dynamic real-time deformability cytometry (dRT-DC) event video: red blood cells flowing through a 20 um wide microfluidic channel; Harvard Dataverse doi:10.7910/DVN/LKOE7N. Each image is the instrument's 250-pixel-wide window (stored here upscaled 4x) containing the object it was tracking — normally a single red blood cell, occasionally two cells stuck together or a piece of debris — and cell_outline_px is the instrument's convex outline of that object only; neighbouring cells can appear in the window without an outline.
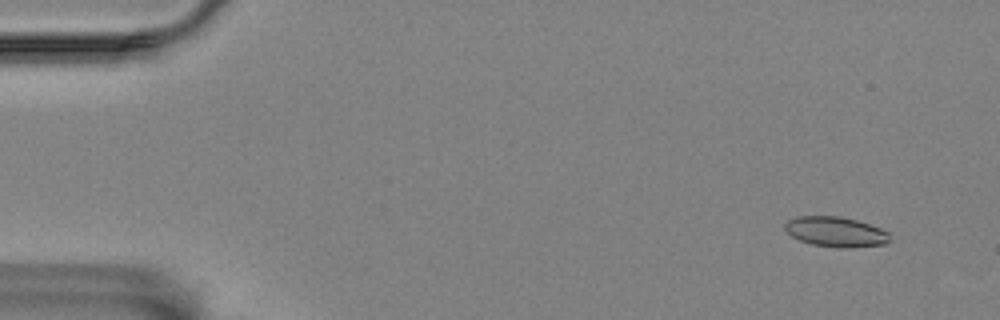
{"species": "Egyptian fruit bat (a non-hibernating species)", "species_latin": "Rousettus aegyptiacus", "temperature_condition": "room temperature", "stored_images_in_passage": 59, "camera_frame_rate_fps": 3000, "um_per_image_px": 0.085, "animal": {"sex": "female"}, "frame": {"image": 1, "passage_image": 5, "time_ms": 1.333, "image_size_px": [1000, 320], "cell_outline_px": [[888, 240], [884, 244], [848, 248], [836, 248], [812, 244], [800, 240], [792, 236], [784, 228], [784, 224], [788, 220], [796, 216], [840, 216], [856, 220], [880, 228], [888, 232]], "centroid_in_image_um": [71.0, 19.7], "position_along_channel_um": 14.0, "area_um2": 18.26}}
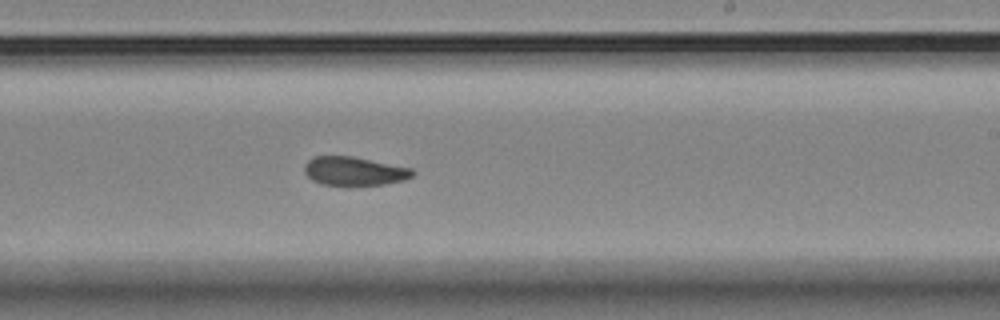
{"frame": {"image": 2, "passage_image": 36, "time_ms": 11.667, "image_size_px": [1000, 320], "cell_outline_px": [[416, 172], [412, 176], [404, 180], [384, 184], [348, 188], [320, 184], [312, 180], [304, 172], [304, 164], [308, 160], [316, 156], [352, 156], [412, 168]], "centroid_in_image_um": [30.09, 14.59], "position_along_channel_um": 258.9, "area_um2": 18.79}}
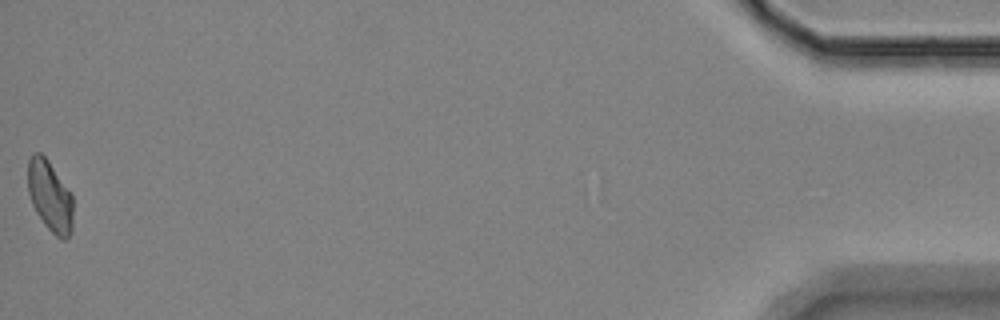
{"frame": {"image": 3, "passage_image": 59, "time_ms": 19.333, "image_size_px": [1000, 320], "cell_outline_px": [[72, 232], [64, 240], [60, 240], [44, 224], [36, 212], [32, 204], [28, 192], [28, 160], [32, 152], [40, 152], [48, 160], [72, 192]], "centroid_in_image_um": [4.25, 16.66], "position_along_channel_um": 431.0, "area_um2": 18.9}, "authors_computed_cell_mechanics": {"area_um2": 18.7272, "velocity_mm_per_s": 3.4533, "shape_relaxation_time_tau1_ms": null, "shape_relaxation_time_tau2_ms": 4.3704, "deformation_change_tau1": null, "deformation_change_tau2": 0.0934}}